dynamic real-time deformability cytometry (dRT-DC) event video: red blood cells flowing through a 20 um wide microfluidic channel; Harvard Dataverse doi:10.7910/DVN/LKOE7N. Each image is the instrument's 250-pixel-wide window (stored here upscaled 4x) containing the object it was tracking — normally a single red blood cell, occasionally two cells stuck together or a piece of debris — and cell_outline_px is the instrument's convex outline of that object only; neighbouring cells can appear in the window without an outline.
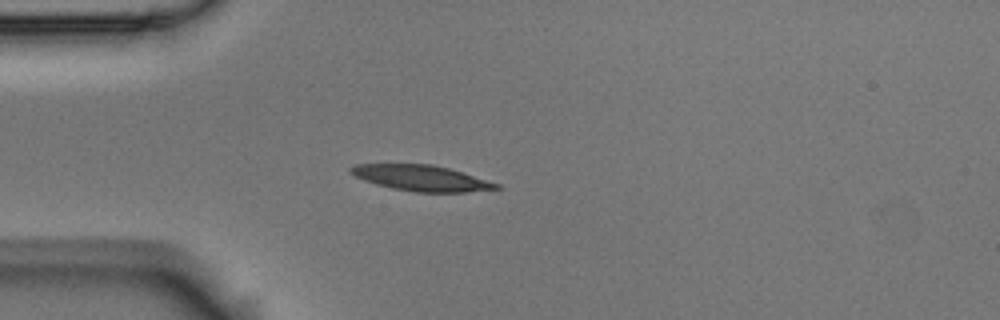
{"species": "Egyptian fruit bat (a non-hibernating species)", "species_latin": "Rousettus aegyptiacus", "temperature_condition": "room temperature", "stored_images_in_passage": 2, "camera_frame_rate_fps": 3000, "um_per_image_px": 0.085, "animal": {"sex": "male"}, "frame": {"image": 1, "passage_image": 1, "time_ms": 0.0, "image_size_px": [1000, 320], "cell_outline_px": [[504, 188], [468, 192], [416, 192], [392, 188], [376, 184], [364, 180], [356, 176], [348, 168], [356, 164], [432, 164], [448, 168], [500, 184]], "centroid_in_image_um": [35.84, 15.14], "position_along_channel_um": 49.2, "area_um2": 21.68}}